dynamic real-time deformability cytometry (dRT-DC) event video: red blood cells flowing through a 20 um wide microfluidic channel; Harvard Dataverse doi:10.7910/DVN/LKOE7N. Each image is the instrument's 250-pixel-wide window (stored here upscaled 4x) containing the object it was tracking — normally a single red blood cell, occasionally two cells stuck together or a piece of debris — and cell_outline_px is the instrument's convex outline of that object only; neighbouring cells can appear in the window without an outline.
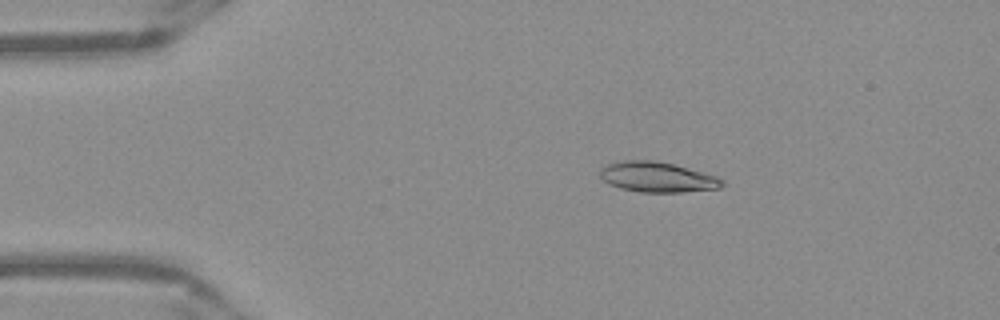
{"species": "Egyptian fruit bat (a non-hibernating species)", "species_latin": "Rousettus aegyptiacus", "temperature_condition": "warm", "stored_images_in_passage": 50, "camera_frame_rate_fps": 3000, "um_per_image_px": 0.085, "frame": {"image": 1, "passage_image": 8, "time_ms": 2.333, "image_size_px": [1000, 320], "cell_outline_px": [[724, 184], [720, 188], [680, 192], [640, 192], [620, 188], [604, 180], [600, 176], [600, 168], [608, 164], [624, 160], [652, 160], [672, 164], [704, 172], [716, 176], [724, 180]], "centroid_in_image_um": [55.89, 15.05], "position_along_channel_um": 29.1, "area_um2": 21.33}}
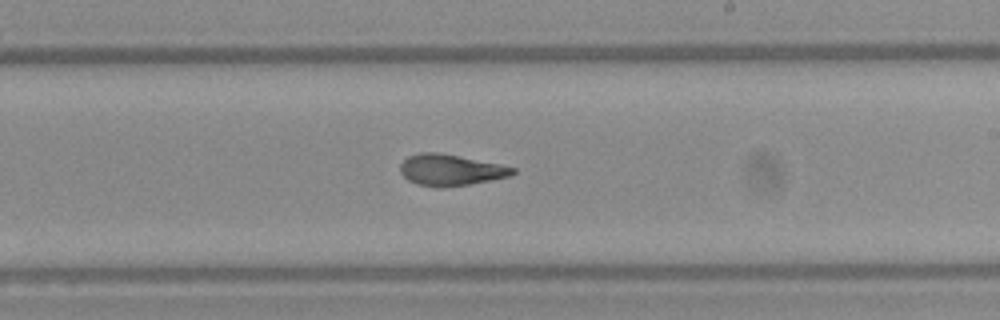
{"frame": {"image": 2, "passage_image": 29, "time_ms": 9.333, "image_size_px": [1000, 320], "cell_outline_px": [[516, 172], [508, 176], [468, 184], [440, 188], [416, 184], [408, 180], [400, 172], [400, 164], [408, 156], [420, 152], [436, 152], [500, 164], [516, 168]], "centroid_in_image_um": [38.25, 14.45], "position_along_channel_um": 250.7, "area_um2": 20.23}}
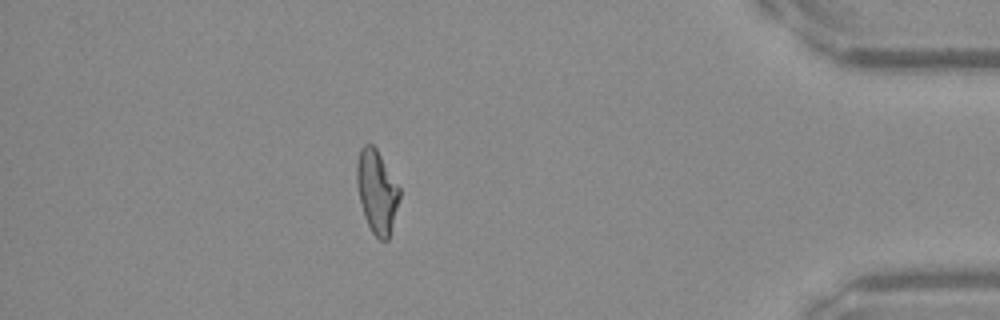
{"frame": {"image": 3, "passage_image": 44, "time_ms": 14.333, "image_size_px": [1000, 320], "cell_outline_px": [[400, 196], [388, 240], [380, 240], [372, 232], [364, 216], [360, 204], [356, 180], [356, 164], [360, 148], [364, 144], [372, 144], [376, 148], [400, 188]], "centroid_in_image_um": [32.01, 16.26], "position_along_channel_um": 403.2, "area_um2": 20.58}, "authors_computed_cell_mechanics": {"area_um2": 20.9525, "velocity_mm_per_s": 3.9517, "shape_relaxation_time_tau1_ms": null, "shape_relaxation_time_tau2_ms": 2.0442, "deformation_change_tau1": null, "deformation_change_tau2": 0.0962}}